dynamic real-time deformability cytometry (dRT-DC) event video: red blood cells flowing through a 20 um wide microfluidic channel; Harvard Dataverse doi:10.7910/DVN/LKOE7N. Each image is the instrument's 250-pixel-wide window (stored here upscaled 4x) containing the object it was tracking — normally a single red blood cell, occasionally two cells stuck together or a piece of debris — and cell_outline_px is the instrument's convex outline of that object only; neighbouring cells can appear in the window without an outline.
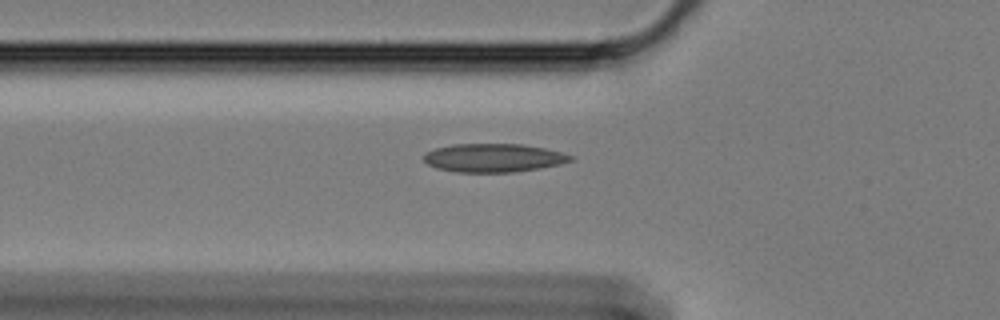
{"species": "Egyptian fruit bat (a non-hibernating species)", "species_latin": "Rousettus aegyptiacus", "temperature_condition": "cold", "stored_images_in_passage": 32, "camera_frame_rate_fps": 3000, "um_per_image_px": 0.085, "animal": {"sex": "female"}, "frame": {"image": 1, "passage_image": 2, "time_ms": 0.333, "image_size_px": [1000, 320], "cell_outline_px": [[576, 156], [572, 160], [560, 164], [540, 168], [512, 172], [456, 172], [436, 168], [428, 164], [424, 160], [424, 152], [436, 148], [452, 144], [524, 144], [544, 148]], "centroid_in_image_um": [41.95, 13.41], "position_along_channel_um": 83.9, "area_um2": 24.39}}
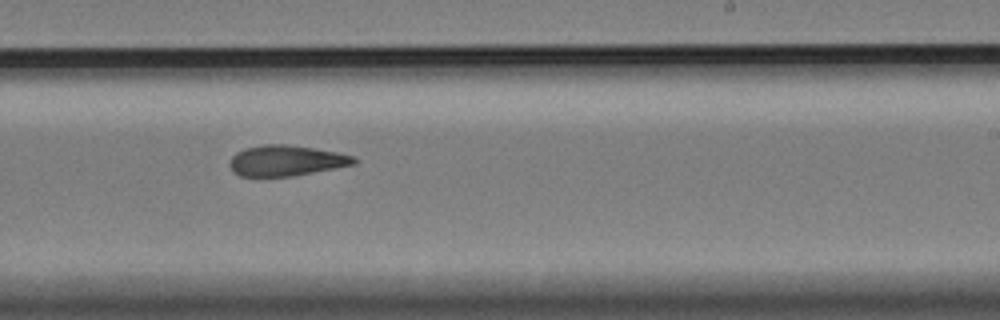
{"frame": {"image": 2, "passage_image": 18, "time_ms": 5.667, "image_size_px": [1000, 320], "cell_outline_px": [[360, 160], [356, 164], [292, 176], [240, 176], [232, 172], [228, 164], [232, 156], [236, 152], [244, 148], [264, 144], [284, 144], [316, 148], [340, 152], [356, 156]], "centroid_in_image_um": [24.35, 13.64], "position_along_channel_um": 264.6, "area_um2": 22.54}}
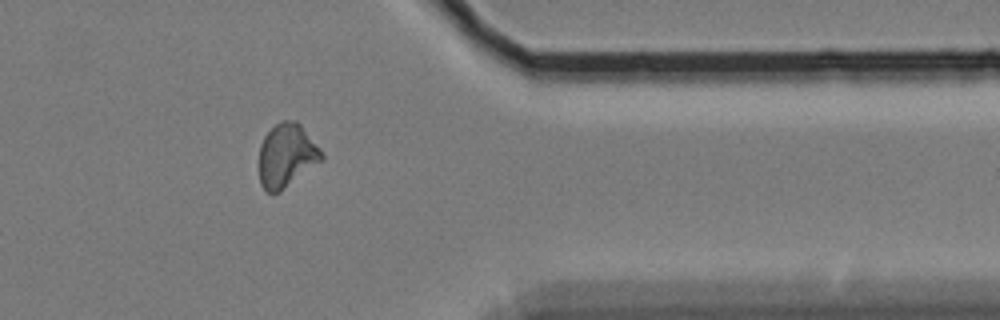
{"frame": {"image": 3, "passage_image": 30, "time_ms": 9.667, "image_size_px": [1000, 320], "cell_outline_px": [[324, 160], [280, 192], [272, 196], [260, 184], [260, 144], [264, 136], [280, 120], [296, 120], [300, 124], [320, 148], [324, 156]], "centroid_in_image_um": [24.38, 13.24], "position_along_channel_um": 387.0, "area_um2": 23.35}, "authors_computed_cell_mechanics": {"area_um2": 22.5131, "velocity_mm_per_s": 3.3786, "shape_relaxation_time_tau1_ms": null, "shape_relaxation_time_tau2_ms": 6.0341, "deformation_change_tau1": null, "deformation_change_tau2": 0.13}}